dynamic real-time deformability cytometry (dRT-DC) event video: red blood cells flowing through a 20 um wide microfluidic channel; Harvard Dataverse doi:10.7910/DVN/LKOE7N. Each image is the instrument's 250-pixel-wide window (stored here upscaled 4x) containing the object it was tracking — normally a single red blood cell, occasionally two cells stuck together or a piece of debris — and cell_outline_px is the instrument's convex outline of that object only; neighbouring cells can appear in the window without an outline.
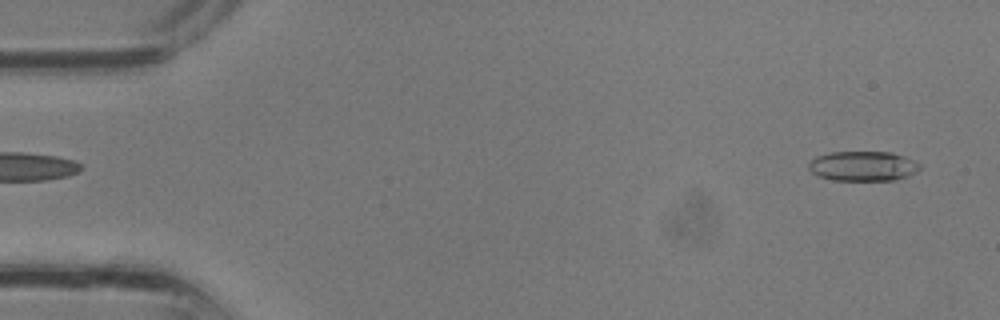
{"species": "common noctule bat (a hibernating species)", "species_latin": "Nyctalus noctula", "temperature_condition": "room temperature", "stored_images_in_passage": 11, "camera_frame_rate_fps": 3000, "um_per_image_px": 0.085, "animal": {"sex": "male", "body_mass_g": 13.3}, "frame": {"image": 1, "passage_image": 1, "time_ms": 0.0, "image_size_px": [1000, 320], "cell_outline_px": [[920, 168], [916, 172], [908, 176], [896, 180], [832, 180], [816, 176], [808, 168], [808, 164], [816, 156], [832, 152], [892, 152], [904, 156], [920, 164]], "centroid_in_image_um": [73.34, 14.12], "position_along_channel_um": 11.7, "area_um2": 19.36}}
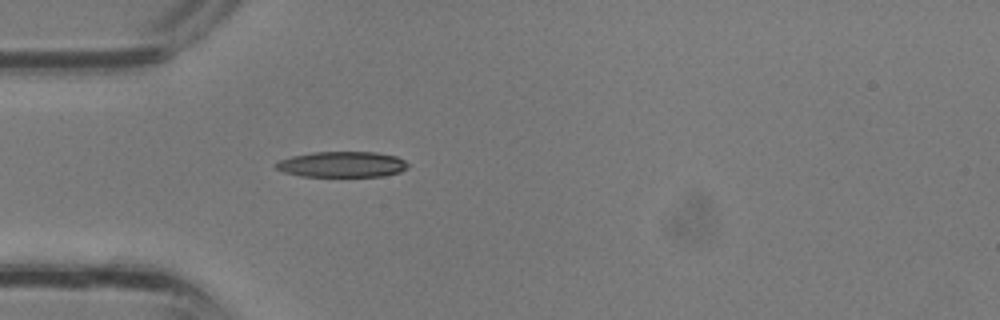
{"frame": {"image": 2, "passage_image": 9, "time_ms": 2.667, "image_size_px": [1000, 320], "cell_outline_px": [[408, 168], [400, 172], [384, 176], [300, 176], [284, 172], [276, 168], [272, 164], [280, 160], [292, 156], [312, 152], [376, 152], [396, 156], [404, 160], [408, 164]], "centroid_in_image_um": [29.07, 13.97], "position_along_channel_um": 55.9, "area_um2": 19.83}}